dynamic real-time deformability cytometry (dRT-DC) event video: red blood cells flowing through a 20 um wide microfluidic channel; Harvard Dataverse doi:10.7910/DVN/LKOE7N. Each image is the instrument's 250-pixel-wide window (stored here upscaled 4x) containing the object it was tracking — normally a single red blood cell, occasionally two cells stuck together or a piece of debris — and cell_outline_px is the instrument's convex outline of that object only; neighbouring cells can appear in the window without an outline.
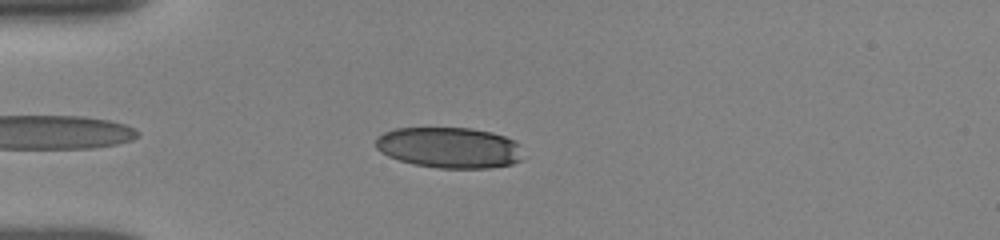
{"species": "human", "species_latin": "Homo sapiens", "temperature_condition": "room temperature", "stored_images_in_passage": 19, "camera_frame_rate_fps": 3000, "um_per_image_px": 0.085, "donor": {"sex": "female"}, "frame": {"image": 1, "passage_image": 5, "time_ms": 1.333, "image_size_px": [1000, 240], "cell_outline_px": [[520, 160], [512, 164], [488, 168], [440, 168], [412, 164], [388, 156], [380, 152], [376, 148], [376, 136], [384, 132], [396, 128], [472, 128], [492, 132], [516, 140]], "centroid_in_image_um": [38.14, 12.54], "position_along_channel_um": 46.9, "area_um2": 34.97}}
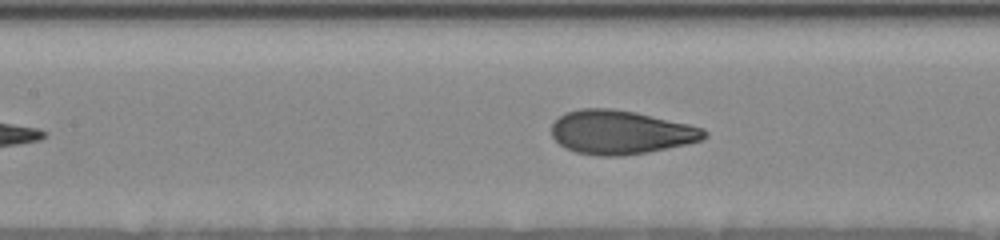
{"frame": {"image": 2, "passage_image": 15, "time_ms": 4.667, "image_size_px": [1000, 240], "cell_outline_px": [[708, 136], [700, 140], [688, 144], [648, 152], [620, 156], [600, 156], [576, 152], [564, 148], [552, 136], [552, 124], [564, 112], [580, 108], [612, 108], [636, 112], [688, 124], [704, 128], [708, 132]], "centroid_in_image_um": [52.75, 11.24], "position_along_channel_um": 154.6, "area_um2": 39.13}}
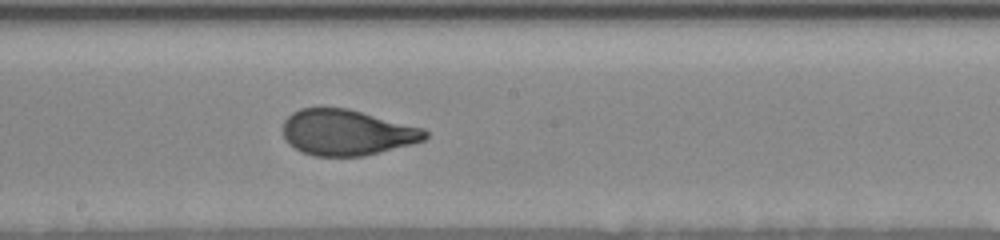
{"frame": {"image": 3, "passage_image": 19, "time_ms": 6.333, "image_size_px": [1000, 240], "cell_outline_px": [[428, 136], [424, 140], [380, 152], [364, 156], [312, 156], [300, 152], [288, 144], [284, 136], [284, 120], [292, 112], [300, 108], [348, 108], [424, 128], [428, 132]], "centroid_in_image_um": [29.46, 11.26], "position_along_channel_um": 218.7, "area_um2": 37.97}}